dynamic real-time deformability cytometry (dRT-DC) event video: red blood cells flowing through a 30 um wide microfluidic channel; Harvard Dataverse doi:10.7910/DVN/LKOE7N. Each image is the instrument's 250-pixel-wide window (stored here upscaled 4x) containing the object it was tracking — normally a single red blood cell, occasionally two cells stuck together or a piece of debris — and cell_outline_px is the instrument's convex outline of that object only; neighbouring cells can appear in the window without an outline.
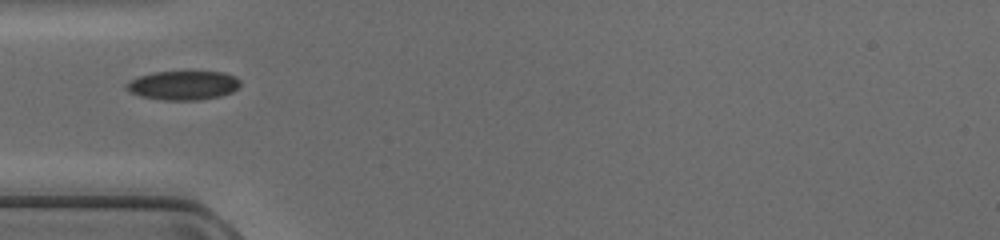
{"species": "common noctule bat (a hibernating species)", "species_latin": "Nyctalus noctula", "temperature_condition": "cold", "stored_images_in_passage": 33, "camera_frame_rate_fps": 3000, "um_per_image_px": 0.085, "animal": {"sex": "female", "body_mass_g": 17.0, "forearm_length_mm": 48.0}, "frame": {"image": 1, "passage_image": 1, "time_ms": 0.0, "image_size_px": [1000, 240], "cell_outline_px": [[240, 84], [232, 92], [220, 96], [196, 100], [164, 100], [140, 96], [124, 88], [124, 84], [128, 80], [140, 76], [156, 72], [224, 72], [236, 76], [240, 80]], "centroid_in_image_um": [15.56, 7.25], "position_along_channel_um": 69.4, "area_um2": 19.25}}
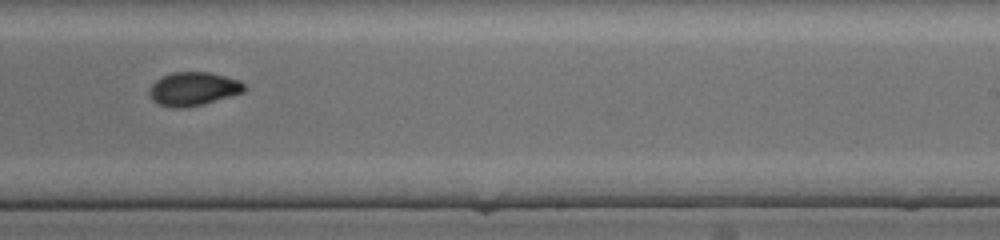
{"frame": {"image": 2, "passage_image": 15, "time_ms": 4.667, "image_size_px": [1000, 240], "cell_outline_px": [[248, 88], [244, 92], [200, 104], [184, 108], [172, 108], [160, 104], [152, 100], [148, 92], [152, 84], [160, 76], [172, 72], [212, 72], [240, 80]], "centroid_in_image_um": [16.43, 7.53], "position_along_channel_um": 272.6, "area_um2": 18.61}}
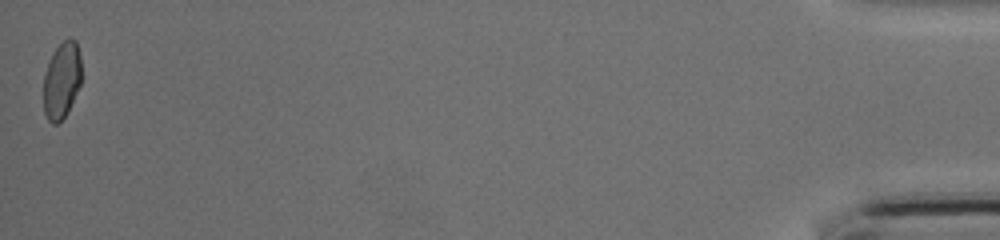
{"frame": {"image": 3, "passage_image": 33, "time_ms": 10.667, "image_size_px": [1000, 240], "cell_outline_px": [[80, 84], [68, 112], [56, 124], [52, 124], [48, 120], [44, 112], [44, 76], [52, 52], [68, 36], [72, 36], [76, 40], [80, 56]], "centroid_in_image_um": [5.25, 6.79], "position_along_channel_um": 430.0, "area_um2": 16.88}}